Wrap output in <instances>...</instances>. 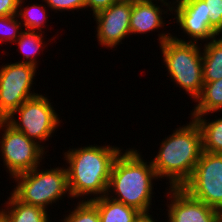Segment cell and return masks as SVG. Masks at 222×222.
I'll list each match as a JSON object with an SVG mask.
<instances>
[{
	"mask_svg": "<svg viewBox=\"0 0 222 222\" xmlns=\"http://www.w3.org/2000/svg\"><path fill=\"white\" fill-rule=\"evenodd\" d=\"M121 150L116 146L94 144L65 152L71 199L93 195L90 199L86 197L87 201H91L105 196L113 162Z\"/></svg>",
	"mask_w": 222,
	"mask_h": 222,
	"instance_id": "1",
	"label": "cell"
},
{
	"mask_svg": "<svg viewBox=\"0 0 222 222\" xmlns=\"http://www.w3.org/2000/svg\"><path fill=\"white\" fill-rule=\"evenodd\" d=\"M122 151L113 162L106 195L139 212H148L152 208L153 180L160 179L151 161H145L138 150Z\"/></svg>",
	"mask_w": 222,
	"mask_h": 222,
	"instance_id": "2",
	"label": "cell"
},
{
	"mask_svg": "<svg viewBox=\"0 0 222 222\" xmlns=\"http://www.w3.org/2000/svg\"><path fill=\"white\" fill-rule=\"evenodd\" d=\"M172 135L163 139L160 150L151 160L159 178L169 179V187H182L192 176L202 154V134L193 118Z\"/></svg>",
	"mask_w": 222,
	"mask_h": 222,
	"instance_id": "3",
	"label": "cell"
},
{
	"mask_svg": "<svg viewBox=\"0 0 222 222\" xmlns=\"http://www.w3.org/2000/svg\"><path fill=\"white\" fill-rule=\"evenodd\" d=\"M163 63L171 81L196 100L203 88V62L201 47L197 42H186L171 33L158 34Z\"/></svg>",
	"mask_w": 222,
	"mask_h": 222,
	"instance_id": "4",
	"label": "cell"
},
{
	"mask_svg": "<svg viewBox=\"0 0 222 222\" xmlns=\"http://www.w3.org/2000/svg\"><path fill=\"white\" fill-rule=\"evenodd\" d=\"M38 167L13 177L17 184L12 194L26 204L47 211L48 205L61 200L66 194H69L68 198L71 197L67 169L50 167V169L40 170Z\"/></svg>",
	"mask_w": 222,
	"mask_h": 222,
	"instance_id": "5",
	"label": "cell"
},
{
	"mask_svg": "<svg viewBox=\"0 0 222 222\" xmlns=\"http://www.w3.org/2000/svg\"><path fill=\"white\" fill-rule=\"evenodd\" d=\"M51 104L48 97L38 94L21 104L6 121L42 146L41 143L52 137L61 122ZM16 114L19 117H15Z\"/></svg>",
	"mask_w": 222,
	"mask_h": 222,
	"instance_id": "6",
	"label": "cell"
},
{
	"mask_svg": "<svg viewBox=\"0 0 222 222\" xmlns=\"http://www.w3.org/2000/svg\"><path fill=\"white\" fill-rule=\"evenodd\" d=\"M3 129V130H2ZM0 152L4 166L11 178L21 173L29 172L44 159L45 147L16 130L6 120H0Z\"/></svg>",
	"mask_w": 222,
	"mask_h": 222,
	"instance_id": "7",
	"label": "cell"
},
{
	"mask_svg": "<svg viewBox=\"0 0 222 222\" xmlns=\"http://www.w3.org/2000/svg\"><path fill=\"white\" fill-rule=\"evenodd\" d=\"M182 188L222 214V154L202 151L192 176Z\"/></svg>",
	"mask_w": 222,
	"mask_h": 222,
	"instance_id": "8",
	"label": "cell"
},
{
	"mask_svg": "<svg viewBox=\"0 0 222 222\" xmlns=\"http://www.w3.org/2000/svg\"><path fill=\"white\" fill-rule=\"evenodd\" d=\"M36 69L19 62L0 66V120H6L26 100L38 95L31 91Z\"/></svg>",
	"mask_w": 222,
	"mask_h": 222,
	"instance_id": "9",
	"label": "cell"
},
{
	"mask_svg": "<svg viewBox=\"0 0 222 222\" xmlns=\"http://www.w3.org/2000/svg\"><path fill=\"white\" fill-rule=\"evenodd\" d=\"M133 0H118L94 15L98 44L104 47L115 48L130 33V18ZM128 35V36H127Z\"/></svg>",
	"mask_w": 222,
	"mask_h": 222,
	"instance_id": "10",
	"label": "cell"
},
{
	"mask_svg": "<svg viewBox=\"0 0 222 222\" xmlns=\"http://www.w3.org/2000/svg\"><path fill=\"white\" fill-rule=\"evenodd\" d=\"M167 222H218L222 214L192 197L182 187H169Z\"/></svg>",
	"mask_w": 222,
	"mask_h": 222,
	"instance_id": "11",
	"label": "cell"
},
{
	"mask_svg": "<svg viewBox=\"0 0 222 222\" xmlns=\"http://www.w3.org/2000/svg\"><path fill=\"white\" fill-rule=\"evenodd\" d=\"M174 6L172 8V13L175 12L174 19L183 33L190 38L186 42L198 43V40L208 42L219 36L210 26L204 0L177 1Z\"/></svg>",
	"mask_w": 222,
	"mask_h": 222,
	"instance_id": "12",
	"label": "cell"
},
{
	"mask_svg": "<svg viewBox=\"0 0 222 222\" xmlns=\"http://www.w3.org/2000/svg\"><path fill=\"white\" fill-rule=\"evenodd\" d=\"M166 10V11H165ZM171 12L172 9H161L157 2L137 1L133 0L132 12L130 18V33L146 34L155 29H160L165 26L162 14ZM163 12V13H162Z\"/></svg>",
	"mask_w": 222,
	"mask_h": 222,
	"instance_id": "13",
	"label": "cell"
},
{
	"mask_svg": "<svg viewBox=\"0 0 222 222\" xmlns=\"http://www.w3.org/2000/svg\"><path fill=\"white\" fill-rule=\"evenodd\" d=\"M7 204L0 210V216L5 222H51L48 212L40 207L26 204L18 200L12 193Z\"/></svg>",
	"mask_w": 222,
	"mask_h": 222,
	"instance_id": "14",
	"label": "cell"
},
{
	"mask_svg": "<svg viewBox=\"0 0 222 222\" xmlns=\"http://www.w3.org/2000/svg\"><path fill=\"white\" fill-rule=\"evenodd\" d=\"M91 202L97 207L100 222H134L140 213L133 207L116 201L107 195L91 200Z\"/></svg>",
	"mask_w": 222,
	"mask_h": 222,
	"instance_id": "15",
	"label": "cell"
},
{
	"mask_svg": "<svg viewBox=\"0 0 222 222\" xmlns=\"http://www.w3.org/2000/svg\"><path fill=\"white\" fill-rule=\"evenodd\" d=\"M203 82L222 79V37L204 44L202 50Z\"/></svg>",
	"mask_w": 222,
	"mask_h": 222,
	"instance_id": "16",
	"label": "cell"
},
{
	"mask_svg": "<svg viewBox=\"0 0 222 222\" xmlns=\"http://www.w3.org/2000/svg\"><path fill=\"white\" fill-rule=\"evenodd\" d=\"M195 102L198 103L191 115H209L208 113L222 111V79L204 82L202 92Z\"/></svg>",
	"mask_w": 222,
	"mask_h": 222,
	"instance_id": "17",
	"label": "cell"
},
{
	"mask_svg": "<svg viewBox=\"0 0 222 222\" xmlns=\"http://www.w3.org/2000/svg\"><path fill=\"white\" fill-rule=\"evenodd\" d=\"M191 118L200 128L203 151L222 154V118L211 122L206 120L205 115H191Z\"/></svg>",
	"mask_w": 222,
	"mask_h": 222,
	"instance_id": "18",
	"label": "cell"
},
{
	"mask_svg": "<svg viewBox=\"0 0 222 222\" xmlns=\"http://www.w3.org/2000/svg\"><path fill=\"white\" fill-rule=\"evenodd\" d=\"M42 33L45 32L22 31L20 37L15 42L19 46L18 48L22 52L23 58H26V60H20L19 63L31 64L38 68L36 56L45 45V42H43L44 35Z\"/></svg>",
	"mask_w": 222,
	"mask_h": 222,
	"instance_id": "19",
	"label": "cell"
},
{
	"mask_svg": "<svg viewBox=\"0 0 222 222\" xmlns=\"http://www.w3.org/2000/svg\"><path fill=\"white\" fill-rule=\"evenodd\" d=\"M25 0L19 1V8L17 16L20 17V22L23 26H25V29L27 31H38V32H44L42 31L43 27L45 28L46 22H47V10L46 5L42 4H32L31 6H21L24 3ZM23 7V8H22ZM22 19V21H21Z\"/></svg>",
	"mask_w": 222,
	"mask_h": 222,
	"instance_id": "20",
	"label": "cell"
},
{
	"mask_svg": "<svg viewBox=\"0 0 222 222\" xmlns=\"http://www.w3.org/2000/svg\"><path fill=\"white\" fill-rule=\"evenodd\" d=\"M62 222H100L97 207L87 200H80L74 207V210H70V213L65 216Z\"/></svg>",
	"mask_w": 222,
	"mask_h": 222,
	"instance_id": "21",
	"label": "cell"
},
{
	"mask_svg": "<svg viewBox=\"0 0 222 222\" xmlns=\"http://www.w3.org/2000/svg\"><path fill=\"white\" fill-rule=\"evenodd\" d=\"M21 28L22 23L17 14L0 17V42L9 41L15 44V41L20 37L22 31H24Z\"/></svg>",
	"mask_w": 222,
	"mask_h": 222,
	"instance_id": "22",
	"label": "cell"
},
{
	"mask_svg": "<svg viewBox=\"0 0 222 222\" xmlns=\"http://www.w3.org/2000/svg\"><path fill=\"white\" fill-rule=\"evenodd\" d=\"M206 16L210 18L211 28L222 34V0H204Z\"/></svg>",
	"mask_w": 222,
	"mask_h": 222,
	"instance_id": "23",
	"label": "cell"
},
{
	"mask_svg": "<svg viewBox=\"0 0 222 222\" xmlns=\"http://www.w3.org/2000/svg\"><path fill=\"white\" fill-rule=\"evenodd\" d=\"M47 4V7L58 11H69L85 9L86 0H42Z\"/></svg>",
	"mask_w": 222,
	"mask_h": 222,
	"instance_id": "24",
	"label": "cell"
},
{
	"mask_svg": "<svg viewBox=\"0 0 222 222\" xmlns=\"http://www.w3.org/2000/svg\"><path fill=\"white\" fill-rule=\"evenodd\" d=\"M20 0H0V17L12 16L18 13Z\"/></svg>",
	"mask_w": 222,
	"mask_h": 222,
	"instance_id": "25",
	"label": "cell"
},
{
	"mask_svg": "<svg viewBox=\"0 0 222 222\" xmlns=\"http://www.w3.org/2000/svg\"><path fill=\"white\" fill-rule=\"evenodd\" d=\"M118 0H86L85 8H91L92 14H96L104 9H107Z\"/></svg>",
	"mask_w": 222,
	"mask_h": 222,
	"instance_id": "26",
	"label": "cell"
},
{
	"mask_svg": "<svg viewBox=\"0 0 222 222\" xmlns=\"http://www.w3.org/2000/svg\"><path fill=\"white\" fill-rule=\"evenodd\" d=\"M149 211L148 212H140L137 217L135 218L134 222H155L157 220H154V218H152V215H149Z\"/></svg>",
	"mask_w": 222,
	"mask_h": 222,
	"instance_id": "27",
	"label": "cell"
},
{
	"mask_svg": "<svg viewBox=\"0 0 222 222\" xmlns=\"http://www.w3.org/2000/svg\"><path fill=\"white\" fill-rule=\"evenodd\" d=\"M137 1H149V2H156L157 0H137ZM158 1H160L161 2V7H163V6H167V8L168 9H172L173 7H174V5H175V3H177V0H175V2H174V0H172L173 2H172V4H171V1H169V2H166L167 0H158ZM171 4V5H170ZM172 6V7H171Z\"/></svg>",
	"mask_w": 222,
	"mask_h": 222,
	"instance_id": "28",
	"label": "cell"
},
{
	"mask_svg": "<svg viewBox=\"0 0 222 222\" xmlns=\"http://www.w3.org/2000/svg\"><path fill=\"white\" fill-rule=\"evenodd\" d=\"M0 222H5V220L0 216Z\"/></svg>",
	"mask_w": 222,
	"mask_h": 222,
	"instance_id": "29",
	"label": "cell"
},
{
	"mask_svg": "<svg viewBox=\"0 0 222 222\" xmlns=\"http://www.w3.org/2000/svg\"><path fill=\"white\" fill-rule=\"evenodd\" d=\"M218 222H222V216L218 219Z\"/></svg>",
	"mask_w": 222,
	"mask_h": 222,
	"instance_id": "30",
	"label": "cell"
}]
</instances>
